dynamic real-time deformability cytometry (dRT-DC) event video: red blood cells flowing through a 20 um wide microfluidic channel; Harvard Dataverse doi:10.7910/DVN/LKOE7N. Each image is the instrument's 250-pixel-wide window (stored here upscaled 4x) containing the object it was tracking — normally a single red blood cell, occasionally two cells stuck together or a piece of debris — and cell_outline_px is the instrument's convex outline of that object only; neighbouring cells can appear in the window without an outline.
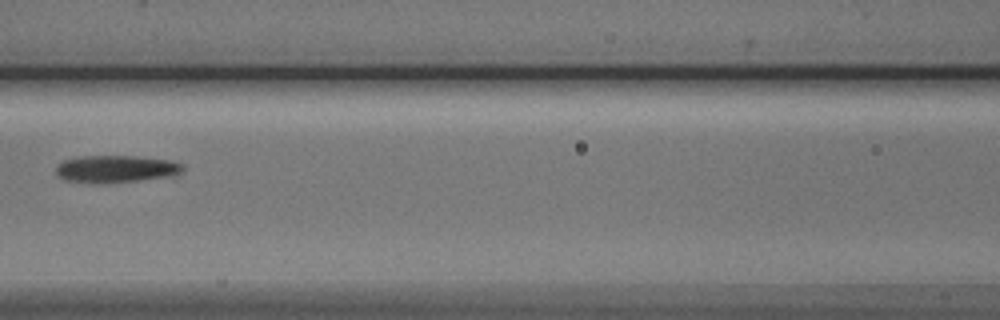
{"species": "Egyptian fruit bat (a non-hibernating species)", "species_latin": "Rousettus aegyptiacus", "temperature_condition": "cold", "stored_images_in_passage": 4, "camera_frame_rate_fps": 3000, "um_per_image_px": 0.085, "animal": {"sex": "male"}, "frame": {"image": 1, "passage_image": 4, "time_ms": 3.667, "image_size_px": [1000, 320], "cell_outline_px": [[184, 168], [180, 172], [172, 176], [136, 180], [64, 180], [56, 176], [56, 164], [64, 160], [80, 156], [136, 156], [172, 160], [184, 164]], "centroid_in_image_um": [9.89, 14.3], "position_along_channel_um": 156.7, "area_um2": 19.31}}